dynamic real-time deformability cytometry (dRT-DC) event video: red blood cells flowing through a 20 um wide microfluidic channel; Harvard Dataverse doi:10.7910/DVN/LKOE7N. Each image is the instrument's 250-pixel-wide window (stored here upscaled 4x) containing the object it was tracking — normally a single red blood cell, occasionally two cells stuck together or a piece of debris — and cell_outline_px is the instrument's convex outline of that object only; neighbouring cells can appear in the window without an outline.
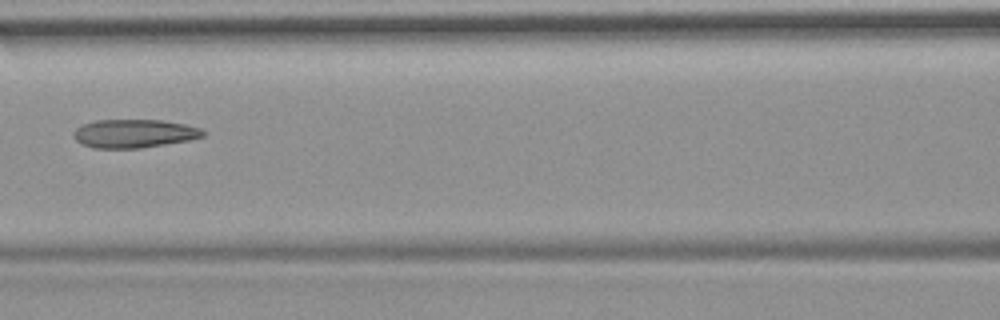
{"species": "common noctule bat (a hibernating species)", "species_latin": "Nyctalus noctula", "temperature_condition": "room temperature", "stored_images_in_passage": 7, "camera_frame_rate_fps": 3000, "um_per_image_px": 0.085, "animal": {"sex": "female", "body_mass_g": 19.9}, "frame": {"image": 1, "passage_image": 7, "time_ms": 7.0, "image_size_px": [1000, 320], "cell_outline_px": [[204, 136], [188, 140], [140, 148], [92, 148], [76, 140], [72, 136], [72, 132], [76, 128], [84, 124], [96, 120], [164, 120], [184, 124], [200, 128], [204, 132]], "centroid_in_image_um": [11.37, 11.34], "position_along_channel_um": 155.2, "area_um2": 21.33}}